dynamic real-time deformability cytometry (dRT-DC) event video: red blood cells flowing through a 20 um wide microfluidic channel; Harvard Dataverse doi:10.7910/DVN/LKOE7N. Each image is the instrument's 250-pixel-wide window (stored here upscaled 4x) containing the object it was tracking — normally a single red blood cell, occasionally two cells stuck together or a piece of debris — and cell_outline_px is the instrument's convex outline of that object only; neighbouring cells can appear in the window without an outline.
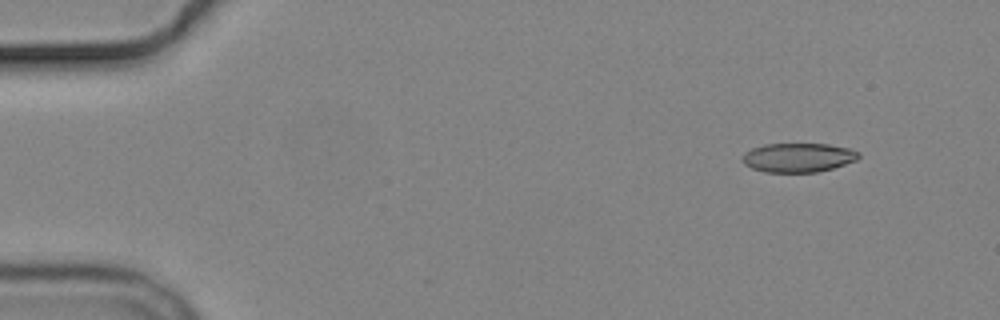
{"species": "common noctule bat (a hibernating species)", "species_latin": "Nyctalus noctula", "temperature_condition": "cold", "stored_images_in_passage": 9, "camera_frame_rate_fps": 3000, "um_per_image_px": 0.085, "animal": {"sex": "male", "body_mass_g": 19.2, "forearm_length_mm": 51.8}, "frame": {"image": 1, "passage_image": 2, "time_ms": 1.333, "image_size_px": [1000, 320], "cell_outline_px": [[860, 156], [856, 160], [832, 168], [816, 172], [764, 172], [752, 168], [744, 164], [740, 160], [740, 156], [744, 152], [752, 148], [764, 144], [828, 144], [848, 148], [860, 152]], "centroid_in_image_um": [67.79, 13.39], "position_along_channel_um": 17.2, "area_um2": 19.83}}
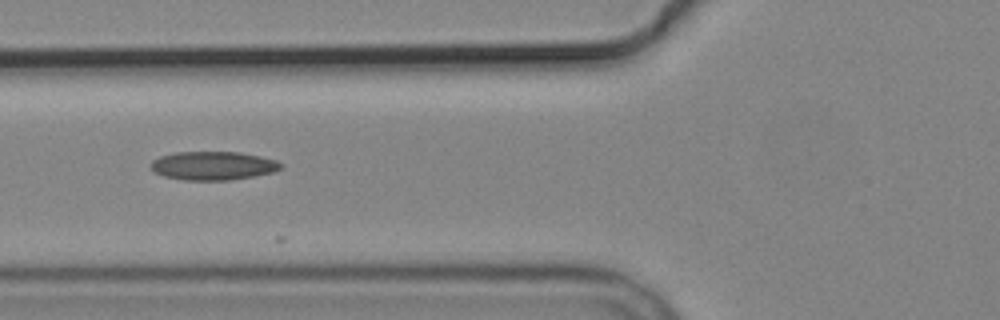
{"frame": {"image": 2, "passage_image": 6, "time_ms": 6.667, "image_size_px": [1000, 320], "cell_outline_px": [[280, 168], [272, 172], [252, 176], [228, 180], [184, 180], [164, 176], [156, 172], [152, 168], [152, 160], [160, 156], [176, 152], [240, 152], [260, 156], [276, 160], [280, 164]], "centroid_in_image_um": [18.09, 14.08], "position_along_channel_um": 107.7, "area_um2": 21.33}}
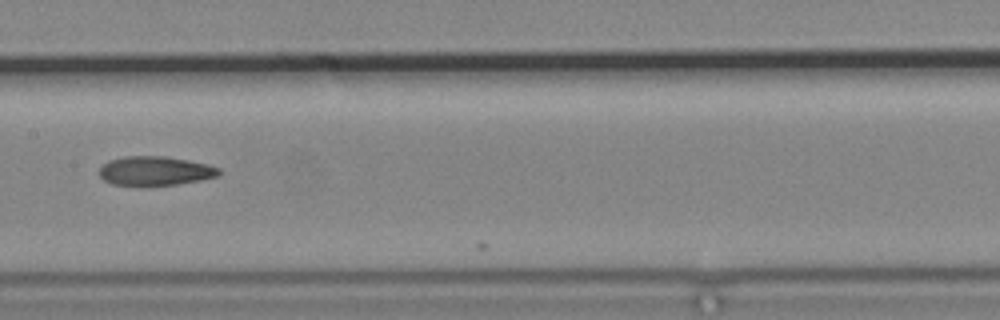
{"frame": {"image": 3, "passage_image": 8, "time_ms": 9.0, "image_size_px": [1000, 320], "cell_outline_px": [[220, 176], [200, 180], [176, 184], [112, 184], [104, 180], [100, 176], [100, 168], [108, 160], [124, 156], [164, 156], [188, 160], [208, 164], [220, 168]], "centroid_in_image_um": [13.22, 14.5], "position_along_channel_um": 194.2, "area_um2": 20.0}}